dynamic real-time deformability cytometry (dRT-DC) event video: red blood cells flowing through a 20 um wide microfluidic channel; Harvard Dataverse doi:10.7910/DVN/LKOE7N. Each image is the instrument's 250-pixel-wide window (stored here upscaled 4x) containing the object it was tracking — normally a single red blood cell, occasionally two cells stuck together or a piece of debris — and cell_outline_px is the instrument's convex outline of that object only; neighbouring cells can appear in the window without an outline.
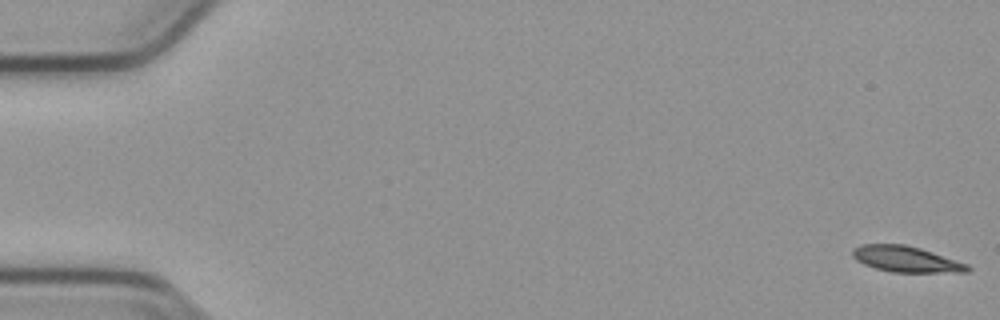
{"species": "common noctule bat (a hibernating species)", "species_latin": "Nyctalus noctula", "temperature_condition": "cold", "stored_images_in_passage": 55, "camera_frame_rate_fps": 3000, "um_per_image_px": 0.085, "animal": {"sex": "male", "body_mass_g": 23.1, "forearm_length_mm": 52.7}, "frame": {"image": 1, "passage_image": 1, "time_ms": 0.0, "image_size_px": [1000, 320], "cell_outline_px": [[972, 268], [968, 272], [892, 272], [876, 268], [864, 264], [856, 260], [852, 256], [852, 248], [860, 244], [904, 244], [920, 248], [968, 264]], "centroid_in_image_um": [77.0, 22.02], "position_along_channel_um": 8.0, "area_um2": 17.34}}
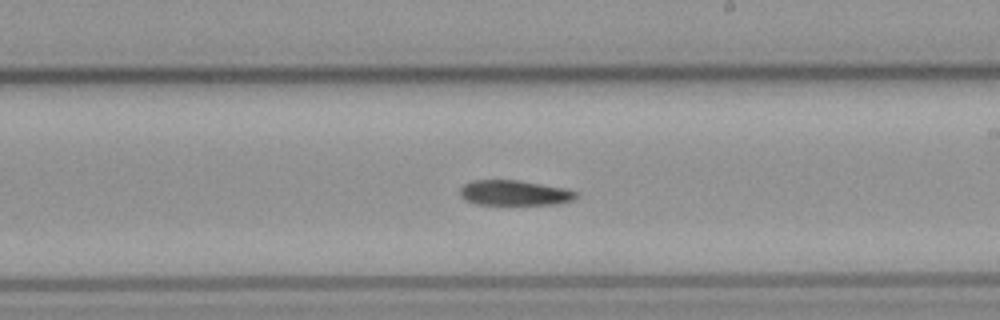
{"frame": {"image": 2, "passage_image": 32, "time_ms": 10.333, "image_size_px": [1000, 320], "cell_outline_px": [[580, 196], [572, 200], [560, 204], [476, 204], [464, 200], [460, 196], [460, 188], [464, 184], [472, 180], [516, 180], [568, 188], [580, 192]], "centroid_in_image_um": [43.78, 16.39], "position_along_channel_um": 245.2, "area_um2": 17.28}}
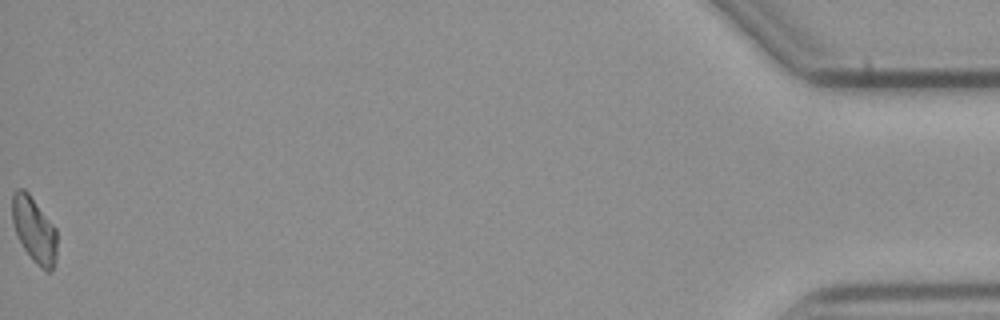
{"frame": {"image": 3, "passage_image": 55, "time_ms": 18.0, "image_size_px": [1000, 320], "cell_outline_px": [[56, 260], [52, 272], [44, 272], [32, 260], [24, 248], [16, 232], [12, 220], [12, 192], [16, 188], [24, 188], [28, 192], [56, 228]], "centroid_in_image_um": [2.91, 19.54], "position_along_channel_um": 432.3, "area_um2": 17.22}}